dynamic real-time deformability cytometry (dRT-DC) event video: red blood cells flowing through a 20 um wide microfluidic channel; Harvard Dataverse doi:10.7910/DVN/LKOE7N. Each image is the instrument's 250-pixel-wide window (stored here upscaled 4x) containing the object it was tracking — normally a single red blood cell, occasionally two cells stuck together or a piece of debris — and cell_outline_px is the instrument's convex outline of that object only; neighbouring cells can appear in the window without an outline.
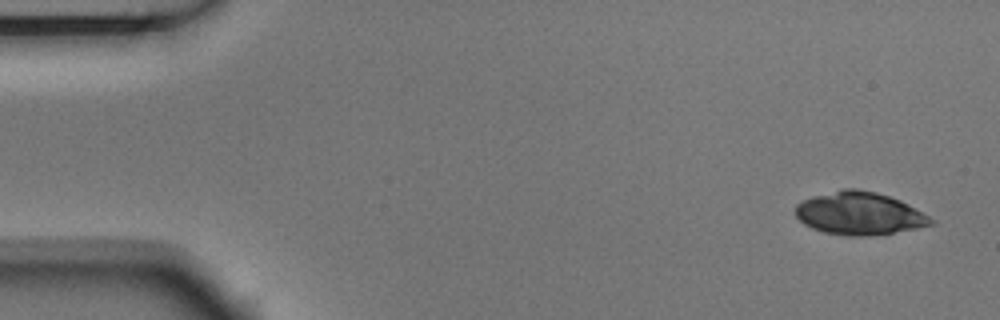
{"species": "Egyptian fruit bat (a non-hibernating species)", "species_latin": "Rousettus aegyptiacus", "temperature_condition": "room temperature", "stored_images_in_passage": 5, "camera_frame_rate_fps": 3000, "um_per_image_px": 0.085, "animal": {"sex": "male"}, "frame": {"image": 1, "passage_image": 1, "time_ms": 0.0, "image_size_px": [1000, 320], "cell_outline_px": [[936, 224], [872, 236], [848, 236], [824, 232], [812, 228], [804, 224], [796, 216], [796, 204], [812, 196], [844, 188], [856, 188], [876, 192], [900, 200], [936, 220]], "centroid_in_image_um": [73.05, 18.14], "position_along_channel_um": 12.0, "area_um2": 33.7}}